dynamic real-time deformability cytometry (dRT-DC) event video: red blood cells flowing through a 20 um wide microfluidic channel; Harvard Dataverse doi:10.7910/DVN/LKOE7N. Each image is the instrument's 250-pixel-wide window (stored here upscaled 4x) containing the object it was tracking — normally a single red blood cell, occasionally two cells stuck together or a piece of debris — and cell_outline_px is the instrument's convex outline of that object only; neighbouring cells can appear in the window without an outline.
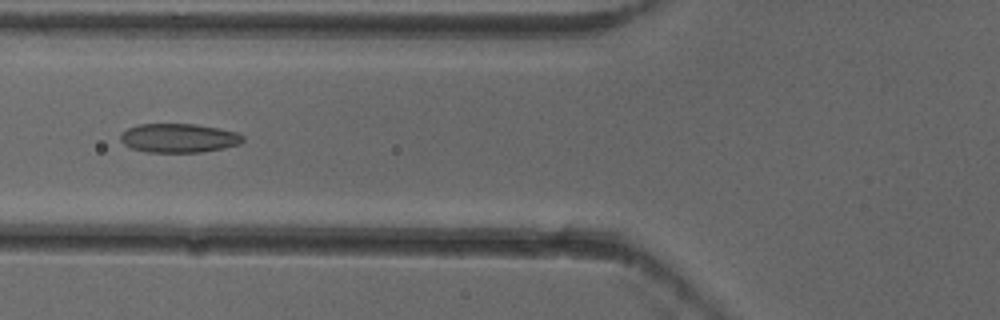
{"species": "common noctule bat (a hibernating species)", "species_latin": "Nyctalus noctula", "temperature_condition": "cold", "stored_images_in_passage": 7, "camera_frame_rate_fps": 3000, "um_per_image_px": 0.085, "animal": {"sex": "female"}, "frame": {"image": 1, "passage_image": 6, "time_ms": 1.667, "image_size_px": [1000, 320], "cell_outline_px": [[244, 140], [240, 144], [224, 148], [200, 152], [144, 152], [132, 148], [124, 144], [120, 140], [120, 132], [128, 128], [140, 124], [196, 124], [220, 128], [236, 132], [244, 136]], "centroid_in_image_um": [15.19, 11.73], "position_along_channel_um": 110.6, "area_um2": 20.81}}
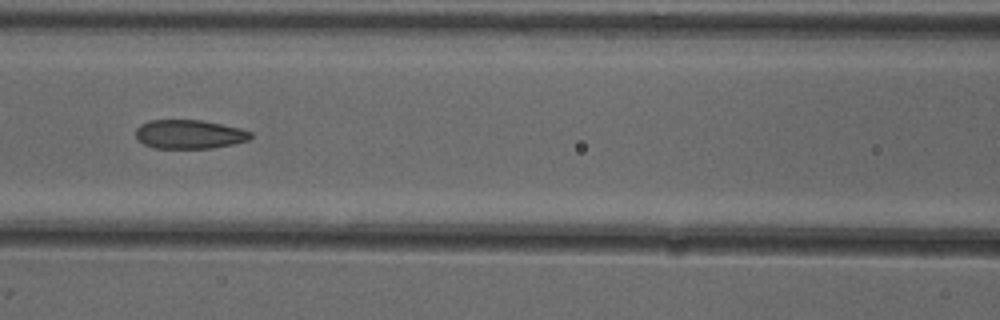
{"frame": {"image": 2, "passage_image": 7, "time_ms": 2.0, "image_size_px": [1000, 320], "cell_outline_px": [[252, 136], [248, 140], [232, 144], [212, 148], [152, 148], [144, 144], [136, 136], [136, 128], [140, 124], [148, 120], [200, 120], [240, 128], [252, 132]], "centroid_in_image_um": [16.07, 11.41], "position_along_channel_um": 150.5, "area_um2": 19.31}}